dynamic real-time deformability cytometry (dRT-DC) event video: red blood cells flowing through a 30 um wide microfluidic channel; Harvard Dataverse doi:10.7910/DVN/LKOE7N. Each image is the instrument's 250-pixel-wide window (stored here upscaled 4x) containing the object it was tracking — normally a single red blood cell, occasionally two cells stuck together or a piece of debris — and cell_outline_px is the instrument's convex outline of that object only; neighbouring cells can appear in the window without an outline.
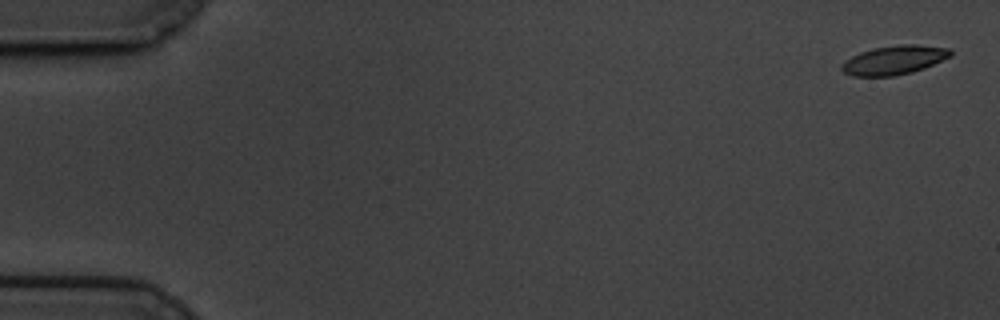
{"species": "common noctule bat (a hibernating species)", "species_latin": "Nyctalus noctula", "temperature_condition": "cold", "stored_images_in_passage": 8, "camera_frame_rate_fps": 3000, "um_per_image_px": 0.085, "animal": {"sex": "male", "body_mass_g": 19.5, "forearm_length_mm": 54.6}, "frame": {"image": 1, "passage_image": 1, "time_ms": 0.0, "image_size_px": [1000, 320], "cell_outline_px": [[952, 56], [924, 68], [912, 72], [892, 76], [852, 76], [844, 72], [840, 68], [840, 64], [844, 60], [860, 52], [872, 48], [900, 44], [912, 44], [952, 48]], "centroid_in_image_um": [75.99, 5.1], "position_along_channel_um": 9.0, "area_um2": 18.55}}